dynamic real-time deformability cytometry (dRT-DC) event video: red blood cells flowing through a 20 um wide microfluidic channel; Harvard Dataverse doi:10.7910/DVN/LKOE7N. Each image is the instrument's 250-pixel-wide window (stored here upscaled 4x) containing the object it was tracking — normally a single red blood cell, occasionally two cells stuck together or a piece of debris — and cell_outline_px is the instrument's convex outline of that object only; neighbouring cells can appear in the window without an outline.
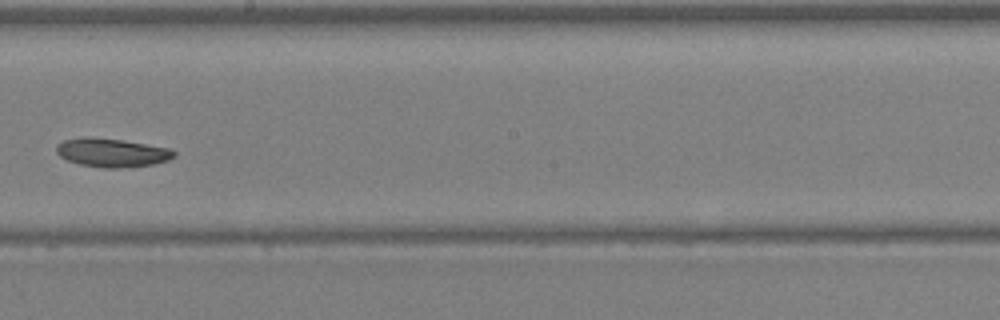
{"species": "Egyptian fruit bat (a non-hibernating species)", "species_latin": "Rousettus aegyptiacus", "temperature_condition": "warm", "stored_images_in_passage": 39, "camera_frame_rate_fps": 3000, "um_per_image_px": 0.085, "animal": {"sex": "female"}, "frame": {"image": 1, "passage_image": 23, "time_ms": 7.333, "image_size_px": [1000, 320], "cell_outline_px": [[176, 156], [168, 160], [152, 164], [116, 168], [104, 168], [80, 164], [68, 160], [60, 156], [56, 152], [56, 144], [64, 140], [84, 136], [88, 136], [120, 140], [172, 148], [176, 152]], "centroid_in_image_um": [9.51, 12.96], "position_along_channel_um": 238.7, "area_um2": 19.59}}